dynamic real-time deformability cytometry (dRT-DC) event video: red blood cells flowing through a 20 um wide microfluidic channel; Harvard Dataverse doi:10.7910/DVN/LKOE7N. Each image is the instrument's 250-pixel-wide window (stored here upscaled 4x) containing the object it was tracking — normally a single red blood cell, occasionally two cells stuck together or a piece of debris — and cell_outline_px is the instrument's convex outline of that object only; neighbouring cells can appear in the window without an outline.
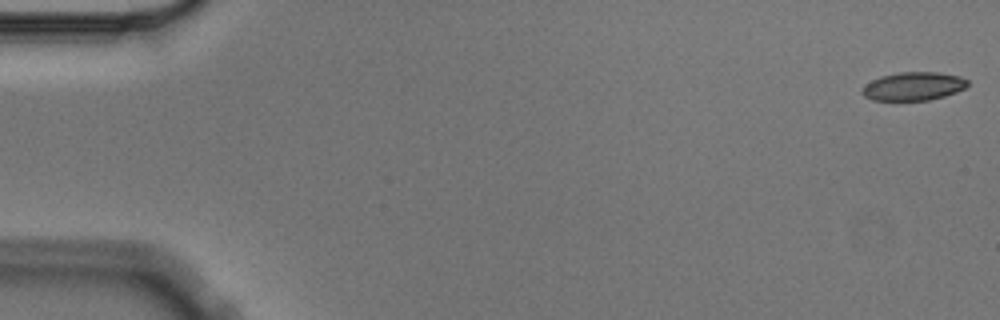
{"species": "Egyptian fruit bat (a non-hibernating species)", "species_latin": "Rousettus aegyptiacus", "temperature_condition": "cold", "stored_images_in_passage": 5, "camera_frame_rate_fps": 3000, "um_per_image_px": 0.085, "animal": {"sex": "male"}, "frame": {"image": 1, "passage_image": 1, "time_ms": 0.0, "image_size_px": [1000, 320], "cell_outline_px": [[968, 84], [964, 88], [956, 92], [944, 96], [928, 100], [872, 100], [864, 96], [860, 92], [864, 84], [880, 76], [900, 72], [936, 72], [960, 76], [968, 80]], "centroid_in_image_um": [77.61, 7.33], "position_along_channel_um": 7.4, "area_um2": 17.46}}
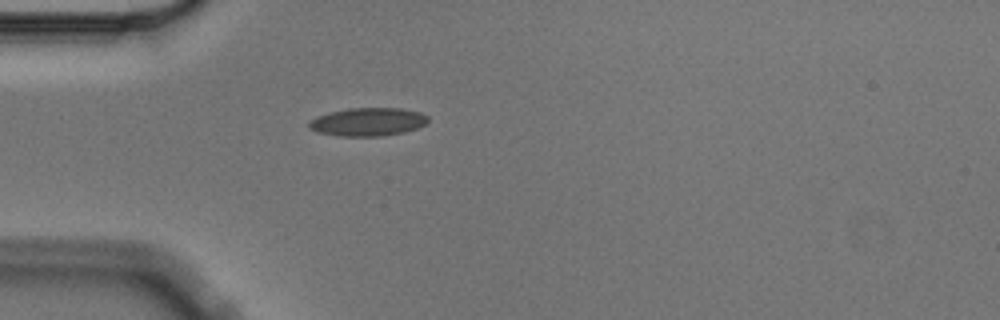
{"frame": {"image": 2, "passage_image": 5, "time_ms": 1.333, "image_size_px": [1000, 320], "cell_outline_px": [[428, 120], [424, 124], [416, 128], [404, 132], [384, 136], [340, 136], [316, 132], [308, 128], [308, 124], [312, 120], [320, 116], [332, 112], [348, 108], [400, 108], [420, 112], [428, 116]], "centroid_in_image_um": [31.28, 10.36], "position_along_channel_um": 53.7, "area_um2": 19.42}}